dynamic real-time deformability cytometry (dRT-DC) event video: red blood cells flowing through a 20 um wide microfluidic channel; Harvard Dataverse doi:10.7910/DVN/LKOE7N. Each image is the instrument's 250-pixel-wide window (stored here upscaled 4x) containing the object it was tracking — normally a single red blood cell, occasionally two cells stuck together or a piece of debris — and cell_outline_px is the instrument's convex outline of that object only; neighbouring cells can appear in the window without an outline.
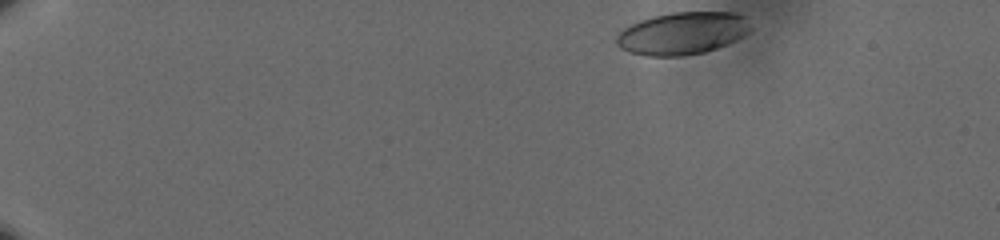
{"species": "human", "species_latin": "Homo sapiens", "temperature_condition": "cold", "stored_images_in_passage": 47, "camera_frame_rate_fps": 3000, "um_per_image_px": 0.085, "donor": {"sex": "male"}, "frame": {"image": 1, "passage_image": 1, "time_ms": 0.0, "image_size_px": [1000, 240], "cell_outline_px": [[752, 32], [728, 44], [704, 52], [684, 56], [644, 56], [628, 52], [620, 48], [616, 44], [616, 36], [624, 28], [640, 20], [652, 16], [672, 12], [736, 12], [748, 16], [752, 24]], "centroid_in_image_um": [58.07, 2.82], "position_along_channel_um": 26.9, "area_um2": 33.81}}
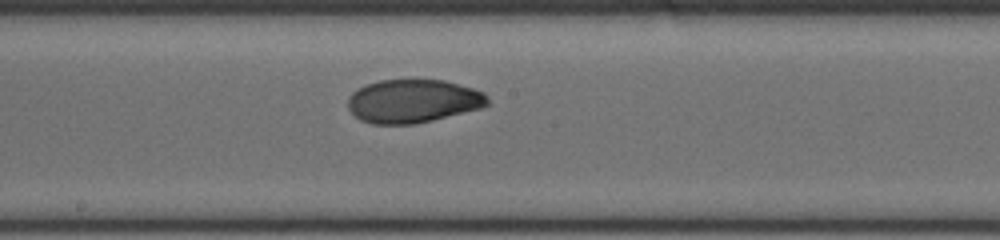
{"frame": {"image": 2, "passage_image": 27, "time_ms": 8.667, "image_size_px": [1000, 240], "cell_outline_px": [[488, 104], [480, 108], [432, 120], [412, 124], [372, 124], [360, 120], [348, 108], [348, 96], [356, 88], [380, 80], [444, 80], [472, 88], [484, 92], [488, 96]], "centroid_in_image_um": [35.08, 8.59], "position_along_channel_um": 213.1, "area_um2": 35.2}}
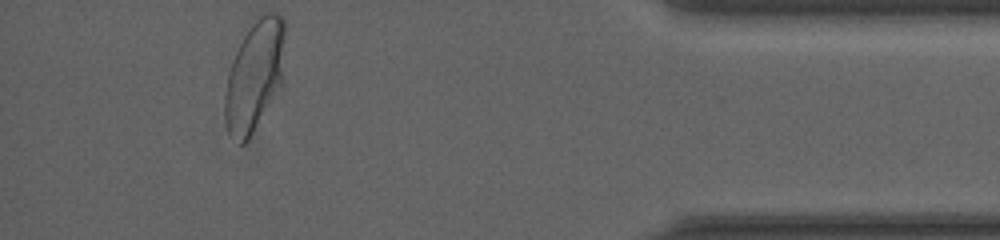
{"frame": {"image": 3, "passage_image": 47, "time_ms": 15.333, "image_size_px": [1000, 240], "cell_outline_px": [[284, 36], [280, 84], [248, 140], [244, 144], [240, 144], [228, 132], [224, 116], [224, 96], [228, 72], [232, 60], [252, 16], [264, 12], [276, 12], [284, 20]], "centroid_in_image_um": [21.58, 6.35], "position_along_channel_um": 413.6, "area_um2": 38.44}, "authors_computed_cell_mechanics": {"area_um2": 35.547, "velocity_mm_per_s": 3.5935, "shape_relaxation_time_tau1_ms": 4.5266, "shape_relaxation_time_tau2_ms": 1.1948, "deformation_change_tau1": 0.1661, "deformation_change_tau2": 0.0408}}